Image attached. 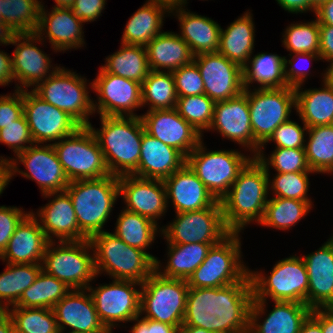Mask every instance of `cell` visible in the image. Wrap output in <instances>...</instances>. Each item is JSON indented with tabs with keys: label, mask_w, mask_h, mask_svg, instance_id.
I'll use <instances>...</instances> for the list:
<instances>
[{
	"label": "cell",
	"mask_w": 333,
	"mask_h": 333,
	"mask_svg": "<svg viewBox=\"0 0 333 333\" xmlns=\"http://www.w3.org/2000/svg\"><path fill=\"white\" fill-rule=\"evenodd\" d=\"M282 45L289 51V54L304 52V53H319V23L315 18L311 21L296 22L286 26L282 33Z\"/></svg>",
	"instance_id": "obj_47"
},
{
	"label": "cell",
	"mask_w": 333,
	"mask_h": 333,
	"mask_svg": "<svg viewBox=\"0 0 333 333\" xmlns=\"http://www.w3.org/2000/svg\"><path fill=\"white\" fill-rule=\"evenodd\" d=\"M203 141L186 157V164L220 201L229 192L239 172L254 156L245 155L238 149L209 150Z\"/></svg>",
	"instance_id": "obj_10"
},
{
	"label": "cell",
	"mask_w": 333,
	"mask_h": 333,
	"mask_svg": "<svg viewBox=\"0 0 333 333\" xmlns=\"http://www.w3.org/2000/svg\"><path fill=\"white\" fill-rule=\"evenodd\" d=\"M6 311L13 324L24 333H59L52 309L10 307Z\"/></svg>",
	"instance_id": "obj_49"
},
{
	"label": "cell",
	"mask_w": 333,
	"mask_h": 333,
	"mask_svg": "<svg viewBox=\"0 0 333 333\" xmlns=\"http://www.w3.org/2000/svg\"><path fill=\"white\" fill-rule=\"evenodd\" d=\"M204 83V94L214 102L233 98L245 89L243 68L219 52L201 53L193 57Z\"/></svg>",
	"instance_id": "obj_20"
},
{
	"label": "cell",
	"mask_w": 333,
	"mask_h": 333,
	"mask_svg": "<svg viewBox=\"0 0 333 333\" xmlns=\"http://www.w3.org/2000/svg\"><path fill=\"white\" fill-rule=\"evenodd\" d=\"M120 211L113 233L129 246L147 252L158 233L161 234V226L124 208Z\"/></svg>",
	"instance_id": "obj_40"
},
{
	"label": "cell",
	"mask_w": 333,
	"mask_h": 333,
	"mask_svg": "<svg viewBox=\"0 0 333 333\" xmlns=\"http://www.w3.org/2000/svg\"><path fill=\"white\" fill-rule=\"evenodd\" d=\"M301 124L303 127L298 122L289 119L274 130L266 143L274 142L275 148L305 149L308 127L303 122Z\"/></svg>",
	"instance_id": "obj_52"
},
{
	"label": "cell",
	"mask_w": 333,
	"mask_h": 333,
	"mask_svg": "<svg viewBox=\"0 0 333 333\" xmlns=\"http://www.w3.org/2000/svg\"><path fill=\"white\" fill-rule=\"evenodd\" d=\"M23 114L37 144H54L81 127L67 112L47 103L31 89L23 90Z\"/></svg>",
	"instance_id": "obj_18"
},
{
	"label": "cell",
	"mask_w": 333,
	"mask_h": 333,
	"mask_svg": "<svg viewBox=\"0 0 333 333\" xmlns=\"http://www.w3.org/2000/svg\"><path fill=\"white\" fill-rule=\"evenodd\" d=\"M9 333H24L18 329L14 324L9 328Z\"/></svg>",
	"instance_id": "obj_72"
},
{
	"label": "cell",
	"mask_w": 333,
	"mask_h": 333,
	"mask_svg": "<svg viewBox=\"0 0 333 333\" xmlns=\"http://www.w3.org/2000/svg\"><path fill=\"white\" fill-rule=\"evenodd\" d=\"M252 56L243 67L245 88H251L254 83L259 85L257 88L288 86L284 76V56L267 52H259Z\"/></svg>",
	"instance_id": "obj_38"
},
{
	"label": "cell",
	"mask_w": 333,
	"mask_h": 333,
	"mask_svg": "<svg viewBox=\"0 0 333 333\" xmlns=\"http://www.w3.org/2000/svg\"><path fill=\"white\" fill-rule=\"evenodd\" d=\"M268 311L267 300H252L249 312V333H299L311 309L304 303L273 301ZM267 304V306H266ZM267 313H266V312ZM266 314V316H265ZM265 316L264 318L262 316ZM263 318V319H262ZM262 319V322H260Z\"/></svg>",
	"instance_id": "obj_26"
},
{
	"label": "cell",
	"mask_w": 333,
	"mask_h": 333,
	"mask_svg": "<svg viewBox=\"0 0 333 333\" xmlns=\"http://www.w3.org/2000/svg\"><path fill=\"white\" fill-rule=\"evenodd\" d=\"M174 217L161 226V237L169 244L219 243L231 233L219 200L211 207L176 213Z\"/></svg>",
	"instance_id": "obj_15"
},
{
	"label": "cell",
	"mask_w": 333,
	"mask_h": 333,
	"mask_svg": "<svg viewBox=\"0 0 333 333\" xmlns=\"http://www.w3.org/2000/svg\"><path fill=\"white\" fill-rule=\"evenodd\" d=\"M131 322H134L130 328V333H176L177 328L163 322L154 321L143 318L142 315L135 317Z\"/></svg>",
	"instance_id": "obj_59"
},
{
	"label": "cell",
	"mask_w": 333,
	"mask_h": 333,
	"mask_svg": "<svg viewBox=\"0 0 333 333\" xmlns=\"http://www.w3.org/2000/svg\"><path fill=\"white\" fill-rule=\"evenodd\" d=\"M101 126L89 127L95 134L111 175H132L140 160L145 131L141 117L99 116Z\"/></svg>",
	"instance_id": "obj_3"
},
{
	"label": "cell",
	"mask_w": 333,
	"mask_h": 333,
	"mask_svg": "<svg viewBox=\"0 0 333 333\" xmlns=\"http://www.w3.org/2000/svg\"><path fill=\"white\" fill-rule=\"evenodd\" d=\"M215 102L206 94L178 97L176 109L204 137L213 120ZM205 130V131H204Z\"/></svg>",
	"instance_id": "obj_50"
},
{
	"label": "cell",
	"mask_w": 333,
	"mask_h": 333,
	"mask_svg": "<svg viewBox=\"0 0 333 333\" xmlns=\"http://www.w3.org/2000/svg\"><path fill=\"white\" fill-rule=\"evenodd\" d=\"M59 333H89V332H81V331H59ZM99 333H113V332H99Z\"/></svg>",
	"instance_id": "obj_73"
},
{
	"label": "cell",
	"mask_w": 333,
	"mask_h": 333,
	"mask_svg": "<svg viewBox=\"0 0 333 333\" xmlns=\"http://www.w3.org/2000/svg\"><path fill=\"white\" fill-rule=\"evenodd\" d=\"M5 267L0 273V311L14 306L42 270V264L6 263Z\"/></svg>",
	"instance_id": "obj_41"
},
{
	"label": "cell",
	"mask_w": 333,
	"mask_h": 333,
	"mask_svg": "<svg viewBox=\"0 0 333 333\" xmlns=\"http://www.w3.org/2000/svg\"><path fill=\"white\" fill-rule=\"evenodd\" d=\"M329 66L324 71V80L333 84V58L329 61Z\"/></svg>",
	"instance_id": "obj_69"
},
{
	"label": "cell",
	"mask_w": 333,
	"mask_h": 333,
	"mask_svg": "<svg viewBox=\"0 0 333 333\" xmlns=\"http://www.w3.org/2000/svg\"><path fill=\"white\" fill-rule=\"evenodd\" d=\"M15 82L12 70V57L5 51H0V86H8Z\"/></svg>",
	"instance_id": "obj_61"
},
{
	"label": "cell",
	"mask_w": 333,
	"mask_h": 333,
	"mask_svg": "<svg viewBox=\"0 0 333 333\" xmlns=\"http://www.w3.org/2000/svg\"><path fill=\"white\" fill-rule=\"evenodd\" d=\"M71 290L64 282L41 270L12 307L52 309Z\"/></svg>",
	"instance_id": "obj_43"
},
{
	"label": "cell",
	"mask_w": 333,
	"mask_h": 333,
	"mask_svg": "<svg viewBox=\"0 0 333 333\" xmlns=\"http://www.w3.org/2000/svg\"><path fill=\"white\" fill-rule=\"evenodd\" d=\"M52 145L70 182L110 175L100 144L89 126H81Z\"/></svg>",
	"instance_id": "obj_14"
},
{
	"label": "cell",
	"mask_w": 333,
	"mask_h": 333,
	"mask_svg": "<svg viewBox=\"0 0 333 333\" xmlns=\"http://www.w3.org/2000/svg\"><path fill=\"white\" fill-rule=\"evenodd\" d=\"M41 2L38 27L35 34L44 42L49 41L51 49L58 53L84 47V22L76 18L71 8L53 7L46 10ZM58 51V52H57Z\"/></svg>",
	"instance_id": "obj_25"
},
{
	"label": "cell",
	"mask_w": 333,
	"mask_h": 333,
	"mask_svg": "<svg viewBox=\"0 0 333 333\" xmlns=\"http://www.w3.org/2000/svg\"><path fill=\"white\" fill-rule=\"evenodd\" d=\"M315 173L314 171L275 173L273 179L268 174L269 196L273 197L297 199L300 201L309 202L313 207L314 204L308 196L309 191V176Z\"/></svg>",
	"instance_id": "obj_48"
},
{
	"label": "cell",
	"mask_w": 333,
	"mask_h": 333,
	"mask_svg": "<svg viewBox=\"0 0 333 333\" xmlns=\"http://www.w3.org/2000/svg\"><path fill=\"white\" fill-rule=\"evenodd\" d=\"M37 43L45 44L35 33L13 34L9 39V45H15L11 56L15 91L33 90L60 67L52 64L50 56L37 47Z\"/></svg>",
	"instance_id": "obj_19"
},
{
	"label": "cell",
	"mask_w": 333,
	"mask_h": 333,
	"mask_svg": "<svg viewBox=\"0 0 333 333\" xmlns=\"http://www.w3.org/2000/svg\"><path fill=\"white\" fill-rule=\"evenodd\" d=\"M259 152L255 158L264 166L267 173L270 168L277 173L312 171L308 165L305 149L275 148L270 156Z\"/></svg>",
	"instance_id": "obj_51"
},
{
	"label": "cell",
	"mask_w": 333,
	"mask_h": 333,
	"mask_svg": "<svg viewBox=\"0 0 333 333\" xmlns=\"http://www.w3.org/2000/svg\"><path fill=\"white\" fill-rule=\"evenodd\" d=\"M176 333H216V332L207 331L201 327L181 325L179 328H177Z\"/></svg>",
	"instance_id": "obj_68"
},
{
	"label": "cell",
	"mask_w": 333,
	"mask_h": 333,
	"mask_svg": "<svg viewBox=\"0 0 333 333\" xmlns=\"http://www.w3.org/2000/svg\"><path fill=\"white\" fill-rule=\"evenodd\" d=\"M245 88L247 94L250 121L255 139V156L264 152L266 142L274 130L290 119L295 105V88Z\"/></svg>",
	"instance_id": "obj_8"
},
{
	"label": "cell",
	"mask_w": 333,
	"mask_h": 333,
	"mask_svg": "<svg viewBox=\"0 0 333 333\" xmlns=\"http://www.w3.org/2000/svg\"><path fill=\"white\" fill-rule=\"evenodd\" d=\"M120 48L105 58L101 68L106 73H111L126 79L143 83L150 68L148 65L145 46L128 45L120 43Z\"/></svg>",
	"instance_id": "obj_39"
},
{
	"label": "cell",
	"mask_w": 333,
	"mask_h": 333,
	"mask_svg": "<svg viewBox=\"0 0 333 333\" xmlns=\"http://www.w3.org/2000/svg\"><path fill=\"white\" fill-rule=\"evenodd\" d=\"M48 242L39 221L30 211L17 225L0 259L12 264H42Z\"/></svg>",
	"instance_id": "obj_30"
},
{
	"label": "cell",
	"mask_w": 333,
	"mask_h": 333,
	"mask_svg": "<svg viewBox=\"0 0 333 333\" xmlns=\"http://www.w3.org/2000/svg\"><path fill=\"white\" fill-rule=\"evenodd\" d=\"M59 331L114 332L99 320L88 289H72L52 308Z\"/></svg>",
	"instance_id": "obj_27"
},
{
	"label": "cell",
	"mask_w": 333,
	"mask_h": 333,
	"mask_svg": "<svg viewBox=\"0 0 333 333\" xmlns=\"http://www.w3.org/2000/svg\"><path fill=\"white\" fill-rule=\"evenodd\" d=\"M177 97L204 94V83L197 64L192 61L172 72Z\"/></svg>",
	"instance_id": "obj_54"
},
{
	"label": "cell",
	"mask_w": 333,
	"mask_h": 333,
	"mask_svg": "<svg viewBox=\"0 0 333 333\" xmlns=\"http://www.w3.org/2000/svg\"><path fill=\"white\" fill-rule=\"evenodd\" d=\"M13 321L7 311H0V333H9Z\"/></svg>",
	"instance_id": "obj_67"
},
{
	"label": "cell",
	"mask_w": 333,
	"mask_h": 333,
	"mask_svg": "<svg viewBox=\"0 0 333 333\" xmlns=\"http://www.w3.org/2000/svg\"><path fill=\"white\" fill-rule=\"evenodd\" d=\"M288 54L291 59H287L284 56V76L287 82V85L290 87H298L300 85H304L306 80H308V76L311 74L310 69H305L306 67H301L299 64L300 61L312 63V61H319L322 60L319 53H292ZM299 61V62H298ZM311 61V62H310ZM298 62V63H297ZM307 63V64H308ZM300 66V67H299ZM309 66V65H308Z\"/></svg>",
	"instance_id": "obj_55"
},
{
	"label": "cell",
	"mask_w": 333,
	"mask_h": 333,
	"mask_svg": "<svg viewBox=\"0 0 333 333\" xmlns=\"http://www.w3.org/2000/svg\"><path fill=\"white\" fill-rule=\"evenodd\" d=\"M308 274V307L333 305V235L315 252L301 256Z\"/></svg>",
	"instance_id": "obj_28"
},
{
	"label": "cell",
	"mask_w": 333,
	"mask_h": 333,
	"mask_svg": "<svg viewBox=\"0 0 333 333\" xmlns=\"http://www.w3.org/2000/svg\"><path fill=\"white\" fill-rule=\"evenodd\" d=\"M187 280L167 278L154 271L141 287L140 315L179 328L187 303Z\"/></svg>",
	"instance_id": "obj_13"
},
{
	"label": "cell",
	"mask_w": 333,
	"mask_h": 333,
	"mask_svg": "<svg viewBox=\"0 0 333 333\" xmlns=\"http://www.w3.org/2000/svg\"><path fill=\"white\" fill-rule=\"evenodd\" d=\"M0 143L8 146L14 152V156L34 144L24 114L5 128L0 129Z\"/></svg>",
	"instance_id": "obj_53"
},
{
	"label": "cell",
	"mask_w": 333,
	"mask_h": 333,
	"mask_svg": "<svg viewBox=\"0 0 333 333\" xmlns=\"http://www.w3.org/2000/svg\"><path fill=\"white\" fill-rule=\"evenodd\" d=\"M208 131H216L223 139L237 143L255 157V139L248 98L244 91L233 98L215 102L213 120Z\"/></svg>",
	"instance_id": "obj_22"
},
{
	"label": "cell",
	"mask_w": 333,
	"mask_h": 333,
	"mask_svg": "<svg viewBox=\"0 0 333 333\" xmlns=\"http://www.w3.org/2000/svg\"><path fill=\"white\" fill-rule=\"evenodd\" d=\"M305 152L308 165L315 174L333 171V125L308 128Z\"/></svg>",
	"instance_id": "obj_44"
},
{
	"label": "cell",
	"mask_w": 333,
	"mask_h": 333,
	"mask_svg": "<svg viewBox=\"0 0 333 333\" xmlns=\"http://www.w3.org/2000/svg\"><path fill=\"white\" fill-rule=\"evenodd\" d=\"M89 241L93 248L97 278L106 274L111 279L142 284L155 271L157 257L129 246L113 232L96 233Z\"/></svg>",
	"instance_id": "obj_4"
},
{
	"label": "cell",
	"mask_w": 333,
	"mask_h": 333,
	"mask_svg": "<svg viewBox=\"0 0 333 333\" xmlns=\"http://www.w3.org/2000/svg\"><path fill=\"white\" fill-rule=\"evenodd\" d=\"M107 0H75L71 7L74 16L84 23L94 22L102 16Z\"/></svg>",
	"instance_id": "obj_58"
},
{
	"label": "cell",
	"mask_w": 333,
	"mask_h": 333,
	"mask_svg": "<svg viewBox=\"0 0 333 333\" xmlns=\"http://www.w3.org/2000/svg\"><path fill=\"white\" fill-rule=\"evenodd\" d=\"M170 13L180 22L178 34L188 44L194 56L218 51L221 32L218 22L191 12L182 5L173 4Z\"/></svg>",
	"instance_id": "obj_31"
},
{
	"label": "cell",
	"mask_w": 333,
	"mask_h": 333,
	"mask_svg": "<svg viewBox=\"0 0 333 333\" xmlns=\"http://www.w3.org/2000/svg\"><path fill=\"white\" fill-rule=\"evenodd\" d=\"M75 0H54L55 5L53 7L57 8H71Z\"/></svg>",
	"instance_id": "obj_70"
},
{
	"label": "cell",
	"mask_w": 333,
	"mask_h": 333,
	"mask_svg": "<svg viewBox=\"0 0 333 333\" xmlns=\"http://www.w3.org/2000/svg\"><path fill=\"white\" fill-rule=\"evenodd\" d=\"M269 196L263 219L258 224L278 230H290L312 210L306 201Z\"/></svg>",
	"instance_id": "obj_42"
},
{
	"label": "cell",
	"mask_w": 333,
	"mask_h": 333,
	"mask_svg": "<svg viewBox=\"0 0 333 333\" xmlns=\"http://www.w3.org/2000/svg\"><path fill=\"white\" fill-rule=\"evenodd\" d=\"M255 44V23L253 14L247 10L226 29L221 28L219 48L220 54L242 68L252 56Z\"/></svg>",
	"instance_id": "obj_36"
},
{
	"label": "cell",
	"mask_w": 333,
	"mask_h": 333,
	"mask_svg": "<svg viewBox=\"0 0 333 333\" xmlns=\"http://www.w3.org/2000/svg\"><path fill=\"white\" fill-rule=\"evenodd\" d=\"M92 90L97 96L93 100V109L99 116L141 117L134 112L142 109L141 83L106 73L100 68L92 80Z\"/></svg>",
	"instance_id": "obj_17"
},
{
	"label": "cell",
	"mask_w": 333,
	"mask_h": 333,
	"mask_svg": "<svg viewBox=\"0 0 333 333\" xmlns=\"http://www.w3.org/2000/svg\"><path fill=\"white\" fill-rule=\"evenodd\" d=\"M145 47L148 65L152 71L173 72L184 65L190 64L194 57L188 44L178 33L172 31H163Z\"/></svg>",
	"instance_id": "obj_35"
},
{
	"label": "cell",
	"mask_w": 333,
	"mask_h": 333,
	"mask_svg": "<svg viewBox=\"0 0 333 333\" xmlns=\"http://www.w3.org/2000/svg\"><path fill=\"white\" fill-rule=\"evenodd\" d=\"M185 163L186 158L177 149L144 131L138 169L132 175L164 181Z\"/></svg>",
	"instance_id": "obj_32"
},
{
	"label": "cell",
	"mask_w": 333,
	"mask_h": 333,
	"mask_svg": "<svg viewBox=\"0 0 333 333\" xmlns=\"http://www.w3.org/2000/svg\"><path fill=\"white\" fill-rule=\"evenodd\" d=\"M19 164L26 170H21ZM0 165L5 166L6 187L17 175L34 180L42 195L65 191L70 183L52 144L34 143L15 158L0 156Z\"/></svg>",
	"instance_id": "obj_12"
},
{
	"label": "cell",
	"mask_w": 333,
	"mask_h": 333,
	"mask_svg": "<svg viewBox=\"0 0 333 333\" xmlns=\"http://www.w3.org/2000/svg\"><path fill=\"white\" fill-rule=\"evenodd\" d=\"M252 299L249 273L240 282L224 287H189L182 325L216 333H247Z\"/></svg>",
	"instance_id": "obj_1"
},
{
	"label": "cell",
	"mask_w": 333,
	"mask_h": 333,
	"mask_svg": "<svg viewBox=\"0 0 333 333\" xmlns=\"http://www.w3.org/2000/svg\"><path fill=\"white\" fill-rule=\"evenodd\" d=\"M16 206H0V255L6 249L17 225L29 213Z\"/></svg>",
	"instance_id": "obj_56"
},
{
	"label": "cell",
	"mask_w": 333,
	"mask_h": 333,
	"mask_svg": "<svg viewBox=\"0 0 333 333\" xmlns=\"http://www.w3.org/2000/svg\"><path fill=\"white\" fill-rule=\"evenodd\" d=\"M299 333H323L320 323L309 314L302 323Z\"/></svg>",
	"instance_id": "obj_65"
},
{
	"label": "cell",
	"mask_w": 333,
	"mask_h": 333,
	"mask_svg": "<svg viewBox=\"0 0 333 333\" xmlns=\"http://www.w3.org/2000/svg\"><path fill=\"white\" fill-rule=\"evenodd\" d=\"M263 272L249 269L252 300L291 301L308 306V274L301 255L277 261L269 275Z\"/></svg>",
	"instance_id": "obj_6"
},
{
	"label": "cell",
	"mask_w": 333,
	"mask_h": 333,
	"mask_svg": "<svg viewBox=\"0 0 333 333\" xmlns=\"http://www.w3.org/2000/svg\"><path fill=\"white\" fill-rule=\"evenodd\" d=\"M23 115V90L0 95V129L13 123Z\"/></svg>",
	"instance_id": "obj_57"
},
{
	"label": "cell",
	"mask_w": 333,
	"mask_h": 333,
	"mask_svg": "<svg viewBox=\"0 0 333 333\" xmlns=\"http://www.w3.org/2000/svg\"><path fill=\"white\" fill-rule=\"evenodd\" d=\"M187 1H188V0H179V5L187 6V4H188ZM203 1H204V0H203ZM205 1H207V0H205Z\"/></svg>",
	"instance_id": "obj_74"
},
{
	"label": "cell",
	"mask_w": 333,
	"mask_h": 333,
	"mask_svg": "<svg viewBox=\"0 0 333 333\" xmlns=\"http://www.w3.org/2000/svg\"><path fill=\"white\" fill-rule=\"evenodd\" d=\"M321 75L322 88L295 87L296 114L308 128L333 125V84Z\"/></svg>",
	"instance_id": "obj_34"
},
{
	"label": "cell",
	"mask_w": 333,
	"mask_h": 333,
	"mask_svg": "<svg viewBox=\"0 0 333 333\" xmlns=\"http://www.w3.org/2000/svg\"><path fill=\"white\" fill-rule=\"evenodd\" d=\"M321 325L323 333H333V310L330 308L312 309L310 313Z\"/></svg>",
	"instance_id": "obj_62"
},
{
	"label": "cell",
	"mask_w": 333,
	"mask_h": 333,
	"mask_svg": "<svg viewBox=\"0 0 333 333\" xmlns=\"http://www.w3.org/2000/svg\"><path fill=\"white\" fill-rule=\"evenodd\" d=\"M319 54L323 62L333 58V26L319 25Z\"/></svg>",
	"instance_id": "obj_60"
},
{
	"label": "cell",
	"mask_w": 333,
	"mask_h": 333,
	"mask_svg": "<svg viewBox=\"0 0 333 333\" xmlns=\"http://www.w3.org/2000/svg\"><path fill=\"white\" fill-rule=\"evenodd\" d=\"M268 198V174L264 166L253 157L220 200L227 228L231 232L242 233L251 223L259 224Z\"/></svg>",
	"instance_id": "obj_2"
},
{
	"label": "cell",
	"mask_w": 333,
	"mask_h": 333,
	"mask_svg": "<svg viewBox=\"0 0 333 333\" xmlns=\"http://www.w3.org/2000/svg\"><path fill=\"white\" fill-rule=\"evenodd\" d=\"M171 4L163 0H146L128 19L121 43L146 46L162 33L165 17L170 14Z\"/></svg>",
	"instance_id": "obj_33"
},
{
	"label": "cell",
	"mask_w": 333,
	"mask_h": 333,
	"mask_svg": "<svg viewBox=\"0 0 333 333\" xmlns=\"http://www.w3.org/2000/svg\"><path fill=\"white\" fill-rule=\"evenodd\" d=\"M141 287L139 282L120 279L87 287L105 328L113 330L120 327L119 323L131 322L140 315Z\"/></svg>",
	"instance_id": "obj_16"
},
{
	"label": "cell",
	"mask_w": 333,
	"mask_h": 333,
	"mask_svg": "<svg viewBox=\"0 0 333 333\" xmlns=\"http://www.w3.org/2000/svg\"><path fill=\"white\" fill-rule=\"evenodd\" d=\"M73 203L79 229L90 238L106 231L104 225L119 197V177L71 181L65 190Z\"/></svg>",
	"instance_id": "obj_5"
},
{
	"label": "cell",
	"mask_w": 333,
	"mask_h": 333,
	"mask_svg": "<svg viewBox=\"0 0 333 333\" xmlns=\"http://www.w3.org/2000/svg\"><path fill=\"white\" fill-rule=\"evenodd\" d=\"M42 0H2V18L14 33H35Z\"/></svg>",
	"instance_id": "obj_46"
},
{
	"label": "cell",
	"mask_w": 333,
	"mask_h": 333,
	"mask_svg": "<svg viewBox=\"0 0 333 333\" xmlns=\"http://www.w3.org/2000/svg\"><path fill=\"white\" fill-rule=\"evenodd\" d=\"M240 232H231L212 245L205 260L187 280L190 288H215L240 282L249 267L243 261Z\"/></svg>",
	"instance_id": "obj_9"
},
{
	"label": "cell",
	"mask_w": 333,
	"mask_h": 333,
	"mask_svg": "<svg viewBox=\"0 0 333 333\" xmlns=\"http://www.w3.org/2000/svg\"><path fill=\"white\" fill-rule=\"evenodd\" d=\"M119 197L126 205L124 209L147 217L158 225L157 221L168 211L163 180L134 175L119 176Z\"/></svg>",
	"instance_id": "obj_21"
},
{
	"label": "cell",
	"mask_w": 333,
	"mask_h": 333,
	"mask_svg": "<svg viewBox=\"0 0 333 333\" xmlns=\"http://www.w3.org/2000/svg\"><path fill=\"white\" fill-rule=\"evenodd\" d=\"M87 82L85 76L61 66L33 91L47 103L67 112L81 126H90V116L95 112L88 91L92 90V82Z\"/></svg>",
	"instance_id": "obj_11"
},
{
	"label": "cell",
	"mask_w": 333,
	"mask_h": 333,
	"mask_svg": "<svg viewBox=\"0 0 333 333\" xmlns=\"http://www.w3.org/2000/svg\"><path fill=\"white\" fill-rule=\"evenodd\" d=\"M281 8L291 14H302L311 11V0H276Z\"/></svg>",
	"instance_id": "obj_64"
},
{
	"label": "cell",
	"mask_w": 333,
	"mask_h": 333,
	"mask_svg": "<svg viewBox=\"0 0 333 333\" xmlns=\"http://www.w3.org/2000/svg\"><path fill=\"white\" fill-rule=\"evenodd\" d=\"M145 132L177 149L185 158L198 146L202 135L178 113L176 108L150 110L141 114Z\"/></svg>",
	"instance_id": "obj_23"
},
{
	"label": "cell",
	"mask_w": 333,
	"mask_h": 333,
	"mask_svg": "<svg viewBox=\"0 0 333 333\" xmlns=\"http://www.w3.org/2000/svg\"><path fill=\"white\" fill-rule=\"evenodd\" d=\"M42 196L45 199H50L49 202L38 208L36 213L33 210L31 212L39 221L49 241L63 242L89 239L79 229L72 200L66 191L50 192Z\"/></svg>",
	"instance_id": "obj_24"
},
{
	"label": "cell",
	"mask_w": 333,
	"mask_h": 333,
	"mask_svg": "<svg viewBox=\"0 0 333 333\" xmlns=\"http://www.w3.org/2000/svg\"><path fill=\"white\" fill-rule=\"evenodd\" d=\"M42 270L64 282L70 289H87L97 277L89 239L58 243L49 241L42 260Z\"/></svg>",
	"instance_id": "obj_7"
},
{
	"label": "cell",
	"mask_w": 333,
	"mask_h": 333,
	"mask_svg": "<svg viewBox=\"0 0 333 333\" xmlns=\"http://www.w3.org/2000/svg\"><path fill=\"white\" fill-rule=\"evenodd\" d=\"M142 87V108L163 110L176 108L177 93L172 72L150 70Z\"/></svg>",
	"instance_id": "obj_45"
},
{
	"label": "cell",
	"mask_w": 333,
	"mask_h": 333,
	"mask_svg": "<svg viewBox=\"0 0 333 333\" xmlns=\"http://www.w3.org/2000/svg\"><path fill=\"white\" fill-rule=\"evenodd\" d=\"M14 33L5 25L2 18V0H0V46L9 45V39Z\"/></svg>",
	"instance_id": "obj_66"
},
{
	"label": "cell",
	"mask_w": 333,
	"mask_h": 333,
	"mask_svg": "<svg viewBox=\"0 0 333 333\" xmlns=\"http://www.w3.org/2000/svg\"><path fill=\"white\" fill-rule=\"evenodd\" d=\"M324 0H311V12L315 13L317 5Z\"/></svg>",
	"instance_id": "obj_71"
},
{
	"label": "cell",
	"mask_w": 333,
	"mask_h": 333,
	"mask_svg": "<svg viewBox=\"0 0 333 333\" xmlns=\"http://www.w3.org/2000/svg\"><path fill=\"white\" fill-rule=\"evenodd\" d=\"M167 243V262L165 266L157 258L155 271L167 278L188 280L205 260L212 245L217 243ZM163 267V268H162Z\"/></svg>",
	"instance_id": "obj_37"
},
{
	"label": "cell",
	"mask_w": 333,
	"mask_h": 333,
	"mask_svg": "<svg viewBox=\"0 0 333 333\" xmlns=\"http://www.w3.org/2000/svg\"><path fill=\"white\" fill-rule=\"evenodd\" d=\"M314 15L319 25L333 26V0H324L320 2L315 10Z\"/></svg>",
	"instance_id": "obj_63"
},
{
	"label": "cell",
	"mask_w": 333,
	"mask_h": 333,
	"mask_svg": "<svg viewBox=\"0 0 333 333\" xmlns=\"http://www.w3.org/2000/svg\"><path fill=\"white\" fill-rule=\"evenodd\" d=\"M164 184L168 207L172 202L175 213L202 210L218 201L186 163Z\"/></svg>",
	"instance_id": "obj_29"
}]
</instances>
